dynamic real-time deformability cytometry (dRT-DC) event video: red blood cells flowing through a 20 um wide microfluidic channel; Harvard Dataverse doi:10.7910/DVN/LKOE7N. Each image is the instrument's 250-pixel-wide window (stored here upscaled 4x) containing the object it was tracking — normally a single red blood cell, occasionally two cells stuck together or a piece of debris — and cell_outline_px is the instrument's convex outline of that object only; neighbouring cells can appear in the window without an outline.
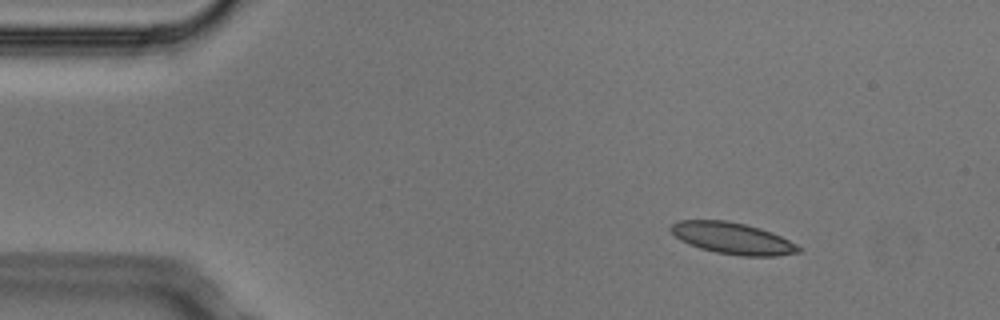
{"species": "Egyptian fruit bat (a non-hibernating species)", "species_latin": "Rousettus aegyptiacus", "temperature_condition": "cold", "stored_images_in_passage": 4, "camera_frame_rate_fps": 3000, "um_per_image_px": 0.085, "animal": {"sex": "male"}, "frame": {"image": 1, "passage_image": 2, "time_ms": 0.333, "image_size_px": [1000, 320], "cell_outline_px": [[804, 248], [800, 252], [776, 256], [740, 256], [716, 252], [700, 248], [688, 244], [680, 240], [668, 228], [672, 224], [680, 220], [728, 220], [760, 228], [772, 232]], "centroid_in_image_um": [62.28, 20.26], "position_along_channel_um": 22.7, "area_um2": 23.52}}